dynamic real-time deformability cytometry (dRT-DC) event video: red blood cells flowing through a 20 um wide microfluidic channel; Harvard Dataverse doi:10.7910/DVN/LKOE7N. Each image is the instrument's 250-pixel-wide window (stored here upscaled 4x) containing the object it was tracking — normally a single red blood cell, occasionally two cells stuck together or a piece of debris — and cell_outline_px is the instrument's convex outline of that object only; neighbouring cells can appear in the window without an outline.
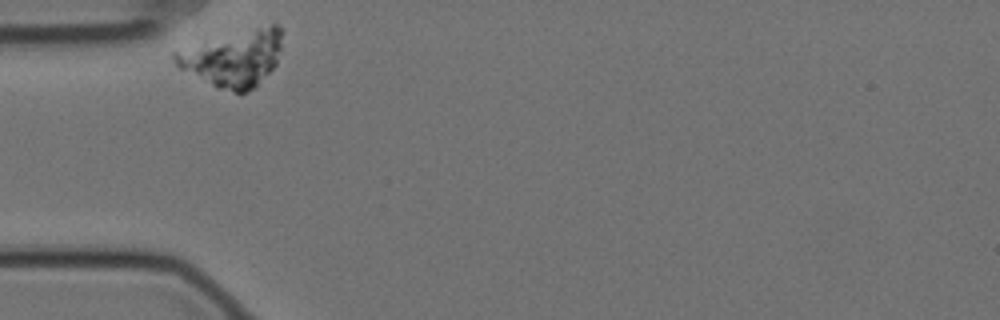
{"species": "Egyptian fruit bat (a non-hibernating species)", "species_latin": "Rousettus aegyptiacus", "temperature_condition": "cold", "stored_images_in_passage": 34, "camera_frame_rate_fps": 3000, "um_per_image_px": 0.085, "animal": {"sex": "female"}, "frame": {"image": 1, "passage_image": 1, "time_ms": 0.0, "image_size_px": [1000, 320], "cell_outline_px": [[284, 32], [276, 64], [256, 88], [248, 92], [236, 92], [216, 88], [180, 68], [172, 60], [172, 52], [276, 20], [280, 24]], "centroid_in_image_um": [19.91, 4.92], "position_along_channel_um": 65.1, "area_um2": 35.43}}
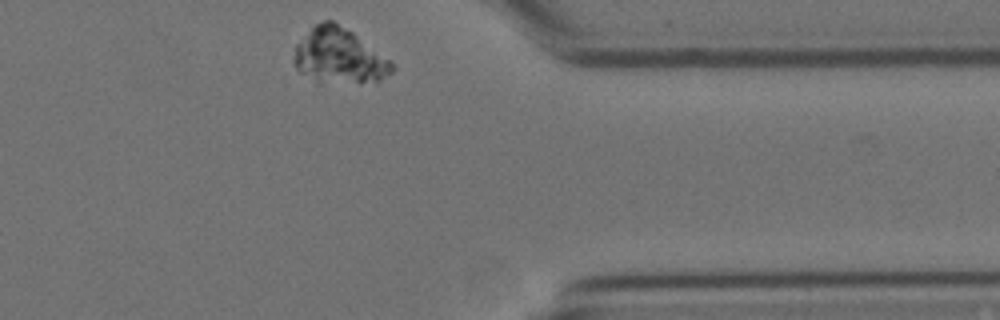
{"frame": {"image": 2, "passage_image": 34, "time_ms": 11.0, "image_size_px": [1000, 320], "cell_outline_px": [[396, 68], [392, 72], [376, 84], [316, 84], [300, 72], [296, 68], [292, 60], [296, 44], [312, 24], [324, 20], [332, 20], [352, 32], [388, 60]], "centroid_in_image_um": [28.77, 4.83], "position_along_channel_um": 382.6, "area_um2": 32.43}}